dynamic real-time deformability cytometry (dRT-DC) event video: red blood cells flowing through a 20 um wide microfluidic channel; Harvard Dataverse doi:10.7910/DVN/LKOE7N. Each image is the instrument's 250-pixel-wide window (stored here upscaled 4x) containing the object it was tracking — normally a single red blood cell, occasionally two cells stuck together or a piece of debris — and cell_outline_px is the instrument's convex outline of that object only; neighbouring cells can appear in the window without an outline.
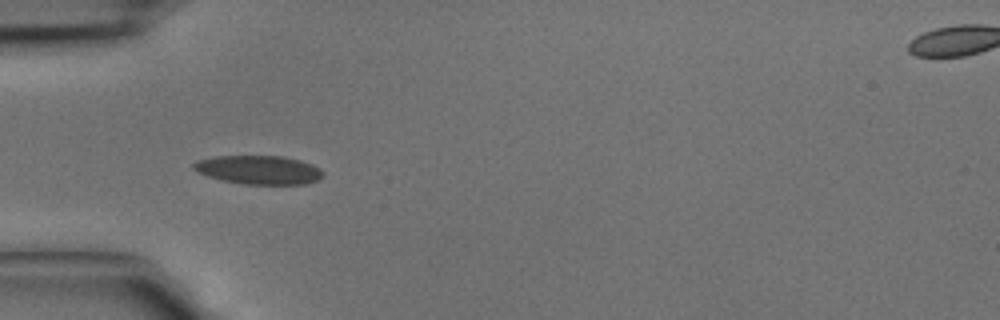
{"species": "common noctule bat (a hibernating species)", "species_latin": "Nyctalus noctula", "temperature_condition": "cold", "stored_images_in_passage": 20, "camera_frame_rate_fps": 3000, "um_per_image_px": 0.085, "animal": {"sex": "male", "body_mass_g": 15.6}, "frame": {"image": 1, "passage_image": 1, "time_ms": 0.0, "image_size_px": [1000, 320], "cell_outline_px": [[324, 176], [316, 180], [304, 184], [244, 184], [220, 180], [196, 172], [192, 168], [192, 164], [196, 160], [212, 156], [284, 156], [300, 160], [312, 164], [320, 168], [324, 172]], "centroid_in_image_um": [21.96, 14.43], "position_along_channel_um": 63.0, "area_um2": 21.91}}